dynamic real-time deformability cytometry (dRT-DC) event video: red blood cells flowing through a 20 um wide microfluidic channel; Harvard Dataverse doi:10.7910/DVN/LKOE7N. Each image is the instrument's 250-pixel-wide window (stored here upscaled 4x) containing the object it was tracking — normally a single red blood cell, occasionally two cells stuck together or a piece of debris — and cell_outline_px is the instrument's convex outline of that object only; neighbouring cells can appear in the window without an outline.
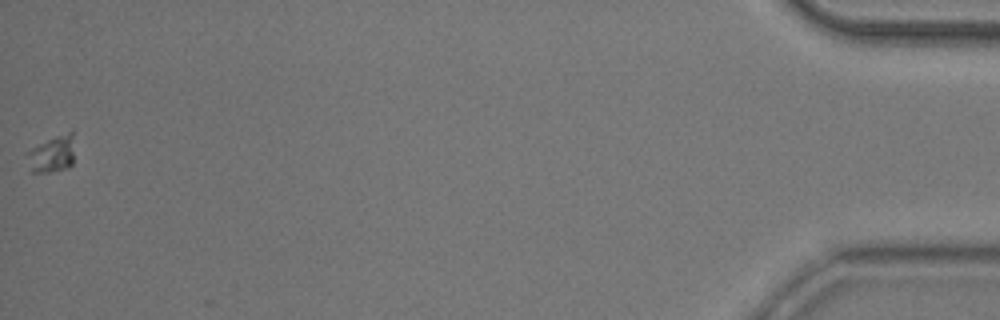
{"species": "common noctule bat (a hibernating species)", "species_latin": "Nyctalus noctula", "temperature_condition": "room temperature", "stored_images_in_passage": 52, "camera_frame_rate_fps": 3000, "um_per_image_px": 0.085, "animal": {"sex": "male", "body_mass_g": 20.5, "forearm_length_mm": 52.5}, "frame": {"image": 1, "passage_image": 52, "time_ms": 17.0, "image_size_px": [1000, 320], "cell_outline_px": [[72, 164], [68, 168], [48, 172], [32, 172], [24, 152], [72, 128]], "centroid_in_image_um": [4.4, 13.09], "position_along_channel_um": 430.8, "area_um2": 10.06}}